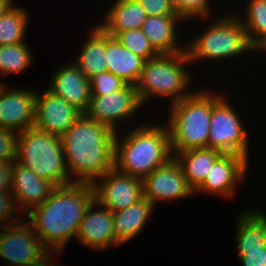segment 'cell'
<instances>
[{
    "mask_svg": "<svg viewBox=\"0 0 266 266\" xmlns=\"http://www.w3.org/2000/svg\"><path fill=\"white\" fill-rule=\"evenodd\" d=\"M123 46L145 61L160 53L153 47L142 29H130L114 36Z\"/></svg>",
    "mask_w": 266,
    "mask_h": 266,
    "instance_id": "f1b7e54d",
    "label": "cell"
},
{
    "mask_svg": "<svg viewBox=\"0 0 266 266\" xmlns=\"http://www.w3.org/2000/svg\"><path fill=\"white\" fill-rule=\"evenodd\" d=\"M70 61L51 74V85L47 88L84 113L91 98L90 81Z\"/></svg>",
    "mask_w": 266,
    "mask_h": 266,
    "instance_id": "ac0fdd59",
    "label": "cell"
},
{
    "mask_svg": "<svg viewBox=\"0 0 266 266\" xmlns=\"http://www.w3.org/2000/svg\"><path fill=\"white\" fill-rule=\"evenodd\" d=\"M91 96H105L124 88L126 83L122 78L105 71L89 79Z\"/></svg>",
    "mask_w": 266,
    "mask_h": 266,
    "instance_id": "4dcf8cb0",
    "label": "cell"
},
{
    "mask_svg": "<svg viewBox=\"0 0 266 266\" xmlns=\"http://www.w3.org/2000/svg\"><path fill=\"white\" fill-rule=\"evenodd\" d=\"M55 187L52 182L39 177L30 168L16 161L12 162L10 193L17 211L23 210L27 215L48 199Z\"/></svg>",
    "mask_w": 266,
    "mask_h": 266,
    "instance_id": "2e32d148",
    "label": "cell"
},
{
    "mask_svg": "<svg viewBox=\"0 0 266 266\" xmlns=\"http://www.w3.org/2000/svg\"><path fill=\"white\" fill-rule=\"evenodd\" d=\"M92 185L94 200L111 212L124 210L144 198L143 179L122 173L115 167Z\"/></svg>",
    "mask_w": 266,
    "mask_h": 266,
    "instance_id": "30bf717a",
    "label": "cell"
},
{
    "mask_svg": "<svg viewBox=\"0 0 266 266\" xmlns=\"http://www.w3.org/2000/svg\"><path fill=\"white\" fill-rule=\"evenodd\" d=\"M211 91L195 90L169 105L167 128L173 156L189 149L207 148L213 108Z\"/></svg>",
    "mask_w": 266,
    "mask_h": 266,
    "instance_id": "277c9868",
    "label": "cell"
},
{
    "mask_svg": "<svg viewBox=\"0 0 266 266\" xmlns=\"http://www.w3.org/2000/svg\"><path fill=\"white\" fill-rule=\"evenodd\" d=\"M241 118L224 93L213 92V108L207 148L234 153L249 160V137Z\"/></svg>",
    "mask_w": 266,
    "mask_h": 266,
    "instance_id": "ba28073f",
    "label": "cell"
},
{
    "mask_svg": "<svg viewBox=\"0 0 266 266\" xmlns=\"http://www.w3.org/2000/svg\"><path fill=\"white\" fill-rule=\"evenodd\" d=\"M245 8V16L237 17L246 30L249 44L259 51L266 44V0H250Z\"/></svg>",
    "mask_w": 266,
    "mask_h": 266,
    "instance_id": "4316f807",
    "label": "cell"
},
{
    "mask_svg": "<svg viewBox=\"0 0 266 266\" xmlns=\"http://www.w3.org/2000/svg\"><path fill=\"white\" fill-rule=\"evenodd\" d=\"M223 153L210 148L189 149L174 157L186 177L187 183L195 191L205 180L214 162Z\"/></svg>",
    "mask_w": 266,
    "mask_h": 266,
    "instance_id": "d4e9b609",
    "label": "cell"
},
{
    "mask_svg": "<svg viewBox=\"0 0 266 266\" xmlns=\"http://www.w3.org/2000/svg\"><path fill=\"white\" fill-rule=\"evenodd\" d=\"M93 200L92 183L56 186L48 199L27 214L28 222L49 251L62 253L65 245L76 237L80 221Z\"/></svg>",
    "mask_w": 266,
    "mask_h": 266,
    "instance_id": "6da1fadb",
    "label": "cell"
},
{
    "mask_svg": "<svg viewBox=\"0 0 266 266\" xmlns=\"http://www.w3.org/2000/svg\"><path fill=\"white\" fill-rule=\"evenodd\" d=\"M29 13L13 2L0 15V46L26 42Z\"/></svg>",
    "mask_w": 266,
    "mask_h": 266,
    "instance_id": "484cf974",
    "label": "cell"
},
{
    "mask_svg": "<svg viewBox=\"0 0 266 266\" xmlns=\"http://www.w3.org/2000/svg\"><path fill=\"white\" fill-rule=\"evenodd\" d=\"M14 2V0H0V15L7 9V7Z\"/></svg>",
    "mask_w": 266,
    "mask_h": 266,
    "instance_id": "74e56055",
    "label": "cell"
},
{
    "mask_svg": "<svg viewBox=\"0 0 266 266\" xmlns=\"http://www.w3.org/2000/svg\"><path fill=\"white\" fill-rule=\"evenodd\" d=\"M210 0H172L176 14L183 20L205 19L210 18L212 6ZM208 17V18H207Z\"/></svg>",
    "mask_w": 266,
    "mask_h": 266,
    "instance_id": "f546056e",
    "label": "cell"
},
{
    "mask_svg": "<svg viewBox=\"0 0 266 266\" xmlns=\"http://www.w3.org/2000/svg\"><path fill=\"white\" fill-rule=\"evenodd\" d=\"M30 49L25 42L0 46V72L3 78L9 74H21L32 65L34 57Z\"/></svg>",
    "mask_w": 266,
    "mask_h": 266,
    "instance_id": "83f0119b",
    "label": "cell"
},
{
    "mask_svg": "<svg viewBox=\"0 0 266 266\" xmlns=\"http://www.w3.org/2000/svg\"><path fill=\"white\" fill-rule=\"evenodd\" d=\"M179 16H147L142 30L153 47L161 54H176L186 51V45L178 41ZM177 29V30H176Z\"/></svg>",
    "mask_w": 266,
    "mask_h": 266,
    "instance_id": "d6986e66",
    "label": "cell"
},
{
    "mask_svg": "<svg viewBox=\"0 0 266 266\" xmlns=\"http://www.w3.org/2000/svg\"><path fill=\"white\" fill-rule=\"evenodd\" d=\"M249 160L240 154L223 153L213 164L203 183L194 193L232 198L249 169ZM242 180V181H241Z\"/></svg>",
    "mask_w": 266,
    "mask_h": 266,
    "instance_id": "7c38bea8",
    "label": "cell"
},
{
    "mask_svg": "<svg viewBox=\"0 0 266 266\" xmlns=\"http://www.w3.org/2000/svg\"><path fill=\"white\" fill-rule=\"evenodd\" d=\"M89 32L79 55L72 61L88 79L107 71L106 33L98 25Z\"/></svg>",
    "mask_w": 266,
    "mask_h": 266,
    "instance_id": "cb8c5ba5",
    "label": "cell"
},
{
    "mask_svg": "<svg viewBox=\"0 0 266 266\" xmlns=\"http://www.w3.org/2000/svg\"><path fill=\"white\" fill-rule=\"evenodd\" d=\"M143 107L138 91L133 84H127L119 91L105 96H91L88 109L84 114L98 123L119 132L120 122H126Z\"/></svg>",
    "mask_w": 266,
    "mask_h": 266,
    "instance_id": "8fae6325",
    "label": "cell"
},
{
    "mask_svg": "<svg viewBox=\"0 0 266 266\" xmlns=\"http://www.w3.org/2000/svg\"><path fill=\"white\" fill-rule=\"evenodd\" d=\"M18 132L0 128V161L14 162L16 160Z\"/></svg>",
    "mask_w": 266,
    "mask_h": 266,
    "instance_id": "1f68e13d",
    "label": "cell"
},
{
    "mask_svg": "<svg viewBox=\"0 0 266 266\" xmlns=\"http://www.w3.org/2000/svg\"><path fill=\"white\" fill-rule=\"evenodd\" d=\"M12 162L0 161V191H11Z\"/></svg>",
    "mask_w": 266,
    "mask_h": 266,
    "instance_id": "d590c367",
    "label": "cell"
},
{
    "mask_svg": "<svg viewBox=\"0 0 266 266\" xmlns=\"http://www.w3.org/2000/svg\"><path fill=\"white\" fill-rule=\"evenodd\" d=\"M18 214L11 193L8 191H0V225L4 226L17 222L22 217Z\"/></svg>",
    "mask_w": 266,
    "mask_h": 266,
    "instance_id": "836d02e7",
    "label": "cell"
},
{
    "mask_svg": "<svg viewBox=\"0 0 266 266\" xmlns=\"http://www.w3.org/2000/svg\"><path fill=\"white\" fill-rule=\"evenodd\" d=\"M237 14L238 11L224 14L212 21L195 39L185 43L191 63L197 61L198 64V61L200 63L208 59L221 61L256 51L249 44L246 30Z\"/></svg>",
    "mask_w": 266,
    "mask_h": 266,
    "instance_id": "52a82bcc",
    "label": "cell"
},
{
    "mask_svg": "<svg viewBox=\"0 0 266 266\" xmlns=\"http://www.w3.org/2000/svg\"><path fill=\"white\" fill-rule=\"evenodd\" d=\"M258 210H244L236 219L235 247L238 257L245 251H254L266 246V212Z\"/></svg>",
    "mask_w": 266,
    "mask_h": 266,
    "instance_id": "ffe728a7",
    "label": "cell"
},
{
    "mask_svg": "<svg viewBox=\"0 0 266 266\" xmlns=\"http://www.w3.org/2000/svg\"><path fill=\"white\" fill-rule=\"evenodd\" d=\"M94 207L100 209L96 211ZM76 238L84 246L97 251L116 247L112 212L93 200L80 221Z\"/></svg>",
    "mask_w": 266,
    "mask_h": 266,
    "instance_id": "e0dca14e",
    "label": "cell"
},
{
    "mask_svg": "<svg viewBox=\"0 0 266 266\" xmlns=\"http://www.w3.org/2000/svg\"><path fill=\"white\" fill-rule=\"evenodd\" d=\"M154 208V205L148 199L143 198L124 210L112 212L117 247L142 233Z\"/></svg>",
    "mask_w": 266,
    "mask_h": 266,
    "instance_id": "44dd1931",
    "label": "cell"
},
{
    "mask_svg": "<svg viewBox=\"0 0 266 266\" xmlns=\"http://www.w3.org/2000/svg\"><path fill=\"white\" fill-rule=\"evenodd\" d=\"M259 51L260 52L263 51L265 53V51H266V44Z\"/></svg>",
    "mask_w": 266,
    "mask_h": 266,
    "instance_id": "f35d334b",
    "label": "cell"
},
{
    "mask_svg": "<svg viewBox=\"0 0 266 266\" xmlns=\"http://www.w3.org/2000/svg\"><path fill=\"white\" fill-rule=\"evenodd\" d=\"M143 192L144 198L154 207L156 201L177 200L195 194L174 156L143 179Z\"/></svg>",
    "mask_w": 266,
    "mask_h": 266,
    "instance_id": "4fadbf2b",
    "label": "cell"
},
{
    "mask_svg": "<svg viewBox=\"0 0 266 266\" xmlns=\"http://www.w3.org/2000/svg\"><path fill=\"white\" fill-rule=\"evenodd\" d=\"M147 13L136 0H115L98 26L108 35L130 29H142Z\"/></svg>",
    "mask_w": 266,
    "mask_h": 266,
    "instance_id": "7402d4cb",
    "label": "cell"
},
{
    "mask_svg": "<svg viewBox=\"0 0 266 266\" xmlns=\"http://www.w3.org/2000/svg\"><path fill=\"white\" fill-rule=\"evenodd\" d=\"M191 65L187 52L176 54H159L144 62L140 77L135 84L143 105L146 101L156 98L169 97L171 104L190 96L192 75L185 66ZM189 90V91H188Z\"/></svg>",
    "mask_w": 266,
    "mask_h": 266,
    "instance_id": "5b68a950",
    "label": "cell"
},
{
    "mask_svg": "<svg viewBox=\"0 0 266 266\" xmlns=\"http://www.w3.org/2000/svg\"><path fill=\"white\" fill-rule=\"evenodd\" d=\"M115 138L114 167L125 174L144 179L173 155L167 125L147 124ZM118 137V138H117Z\"/></svg>",
    "mask_w": 266,
    "mask_h": 266,
    "instance_id": "3957f363",
    "label": "cell"
},
{
    "mask_svg": "<svg viewBox=\"0 0 266 266\" xmlns=\"http://www.w3.org/2000/svg\"><path fill=\"white\" fill-rule=\"evenodd\" d=\"M243 266H266V249L260 248L254 251H245V254L239 257Z\"/></svg>",
    "mask_w": 266,
    "mask_h": 266,
    "instance_id": "e575fe53",
    "label": "cell"
},
{
    "mask_svg": "<svg viewBox=\"0 0 266 266\" xmlns=\"http://www.w3.org/2000/svg\"><path fill=\"white\" fill-rule=\"evenodd\" d=\"M23 218L0 226V256L10 266H22L40 260L49 252L29 222Z\"/></svg>",
    "mask_w": 266,
    "mask_h": 266,
    "instance_id": "9c48e42d",
    "label": "cell"
},
{
    "mask_svg": "<svg viewBox=\"0 0 266 266\" xmlns=\"http://www.w3.org/2000/svg\"><path fill=\"white\" fill-rule=\"evenodd\" d=\"M54 253H55V256L57 254H60L58 252L49 251L42 259L28 263V264H24L22 266H55L52 264V261H53L52 256L54 255ZM50 260H51V262H50ZM56 266H59V265H56Z\"/></svg>",
    "mask_w": 266,
    "mask_h": 266,
    "instance_id": "8d00e7d4",
    "label": "cell"
},
{
    "mask_svg": "<svg viewBox=\"0 0 266 266\" xmlns=\"http://www.w3.org/2000/svg\"><path fill=\"white\" fill-rule=\"evenodd\" d=\"M147 13V16H178L172 0H136Z\"/></svg>",
    "mask_w": 266,
    "mask_h": 266,
    "instance_id": "d6a6232c",
    "label": "cell"
},
{
    "mask_svg": "<svg viewBox=\"0 0 266 266\" xmlns=\"http://www.w3.org/2000/svg\"><path fill=\"white\" fill-rule=\"evenodd\" d=\"M81 114L47 87L43 92L36 91L35 128L61 137Z\"/></svg>",
    "mask_w": 266,
    "mask_h": 266,
    "instance_id": "5bb4252c",
    "label": "cell"
},
{
    "mask_svg": "<svg viewBox=\"0 0 266 266\" xmlns=\"http://www.w3.org/2000/svg\"><path fill=\"white\" fill-rule=\"evenodd\" d=\"M55 186L70 183L61 137L34 126L20 132L17 138L16 160Z\"/></svg>",
    "mask_w": 266,
    "mask_h": 266,
    "instance_id": "8992f818",
    "label": "cell"
},
{
    "mask_svg": "<svg viewBox=\"0 0 266 266\" xmlns=\"http://www.w3.org/2000/svg\"><path fill=\"white\" fill-rule=\"evenodd\" d=\"M117 132L82 113L61 136L70 183H93L114 168Z\"/></svg>",
    "mask_w": 266,
    "mask_h": 266,
    "instance_id": "7a4b0ae2",
    "label": "cell"
},
{
    "mask_svg": "<svg viewBox=\"0 0 266 266\" xmlns=\"http://www.w3.org/2000/svg\"><path fill=\"white\" fill-rule=\"evenodd\" d=\"M107 71L135 85L140 77L145 60L133 54L115 37L106 34Z\"/></svg>",
    "mask_w": 266,
    "mask_h": 266,
    "instance_id": "603a6c76",
    "label": "cell"
},
{
    "mask_svg": "<svg viewBox=\"0 0 266 266\" xmlns=\"http://www.w3.org/2000/svg\"><path fill=\"white\" fill-rule=\"evenodd\" d=\"M0 83V128L18 133L34 126L36 91L12 88Z\"/></svg>",
    "mask_w": 266,
    "mask_h": 266,
    "instance_id": "9a60e30c",
    "label": "cell"
}]
</instances>
